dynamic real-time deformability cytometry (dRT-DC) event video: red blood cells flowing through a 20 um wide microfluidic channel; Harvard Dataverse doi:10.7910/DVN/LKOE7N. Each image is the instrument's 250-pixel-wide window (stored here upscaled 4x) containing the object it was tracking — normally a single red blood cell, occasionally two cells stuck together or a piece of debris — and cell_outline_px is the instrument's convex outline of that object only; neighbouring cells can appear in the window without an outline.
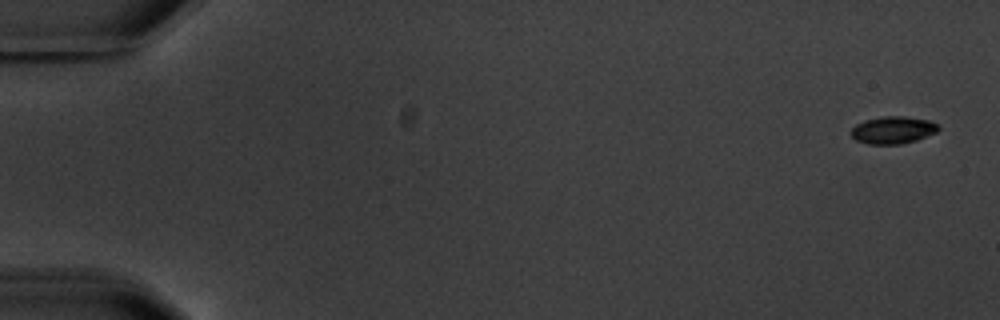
{"species": "common noctule bat (a hibernating species)", "species_latin": "Nyctalus noctula", "temperature_condition": "warm", "stored_images_in_passage": 6, "camera_frame_rate_fps": 3000, "um_per_image_px": 0.085, "animal": {"sex": "male", "body_mass_g": 20.1, "forearm_length_mm": 53.5}, "frame": {"image": 1, "passage_image": 1, "time_ms": 0.0, "image_size_px": [1000, 320], "cell_outline_px": [[940, 128], [936, 132], [916, 140], [900, 144], [868, 144], [856, 140], [848, 132], [856, 124], [864, 120], [884, 116], [904, 116], [928, 120], [940, 124]], "centroid_in_image_um": [75.89, 11.05], "position_along_channel_um": 9.1, "area_um2": 13.99}}
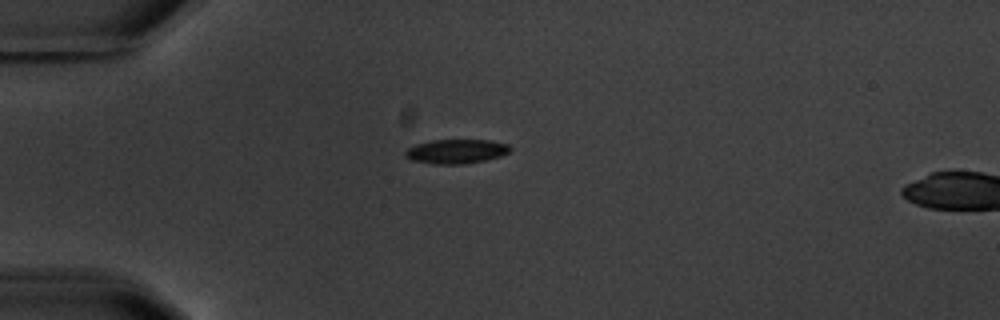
{"frame": {"image": 2, "passage_image": 4, "time_ms": 4.667, "image_size_px": [1000, 320], "cell_outline_px": [[512, 148], [508, 152], [500, 156], [484, 160], [464, 164], [432, 164], [412, 160], [404, 156], [404, 152], [408, 148], [416, 144], [432, 140], [488, 140], [508, 144]], "centroid_in_image_um": [38.75, 12.87], "position_along_channel_um": 46.2, "area_um2": 14.8}}
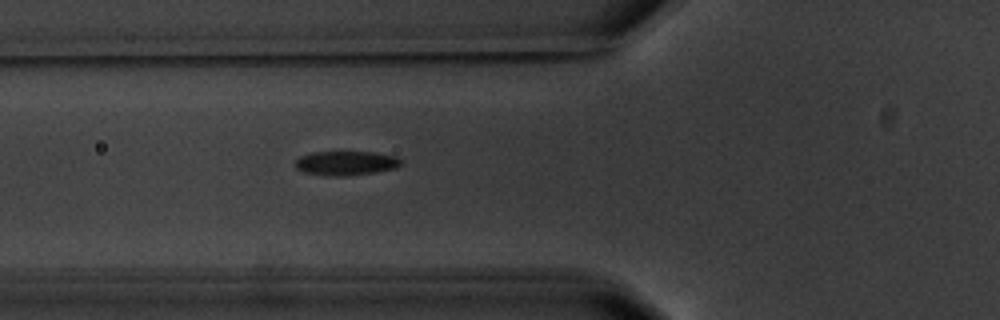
{"frame": {"image": 3, "passage_image": 6, "time_ms": 6.667, "image_size_px": [1000, 320], "cell_outline_px": [[400, 164], [396, 168], [372, 172], [344, 176], [332, 176], [304, 172], [296, 168], [296, 160], [300, 156], [312, 152], [376, 152], [396, 156], [400, 160]], "centroid_in_image_um": [29.39, 13.85], "position_along_channel_um": 96.4, "area_um2": 14.74}}